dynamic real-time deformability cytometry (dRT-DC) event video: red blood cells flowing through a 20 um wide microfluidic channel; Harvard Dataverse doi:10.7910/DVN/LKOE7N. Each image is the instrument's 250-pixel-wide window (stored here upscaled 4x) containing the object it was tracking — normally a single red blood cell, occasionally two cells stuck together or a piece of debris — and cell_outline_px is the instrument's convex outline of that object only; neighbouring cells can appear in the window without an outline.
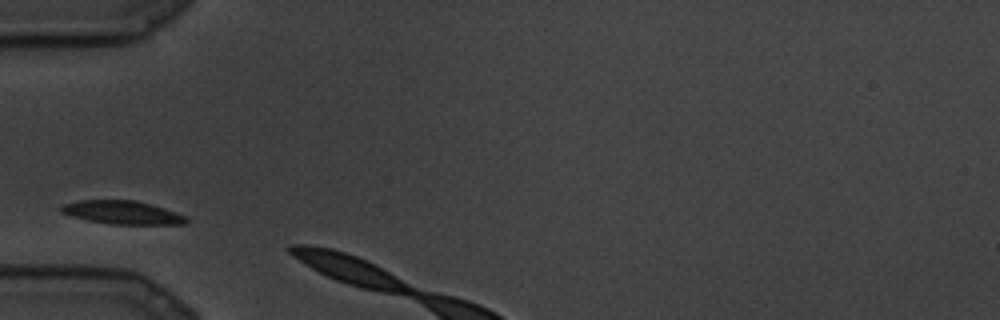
{"species": "common noctule bat (a hibernating species)", "species_latin": "Nyctalus noctula", "temperature_condition": "cold", "stored_images_in_passage": 2, "camera_frame_rate_fps": 3000, "um_per_image_px": 0.085, "animal": {"sex": "male", "body_mass_g": 19.5, "forearm_length_mm": 54.6}, "frame": {"image": 1, "passage_image": 1, "time_ms": 0.0, "image_size_px": [1000, 320], "cell_outline_px": [[188, 220], [184, 224], [112, 224], [88, 220], [72, 216], [60, 212], [60, 208], [64, 204], [80, 200], [136, 200], [152, 204], [164, 208], [184, 216]], "centroid_in_image_um": [10.37, 18.05], "position_along_channel_um": 74.6, "area_um2": 16.82}}